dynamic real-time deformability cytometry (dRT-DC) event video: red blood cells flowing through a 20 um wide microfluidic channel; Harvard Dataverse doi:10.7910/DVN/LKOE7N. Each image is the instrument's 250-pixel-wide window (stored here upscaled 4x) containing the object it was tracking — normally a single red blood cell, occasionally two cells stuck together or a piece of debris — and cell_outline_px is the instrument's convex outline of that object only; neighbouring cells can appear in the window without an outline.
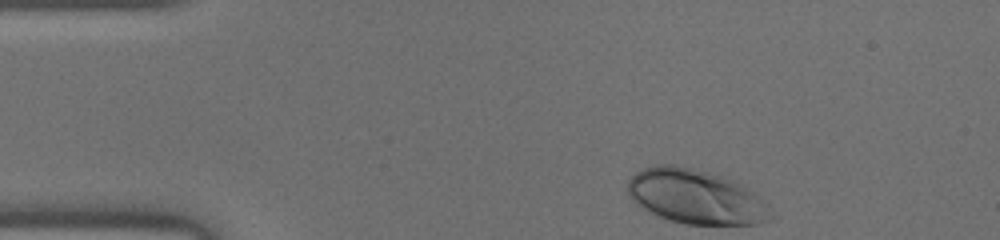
{"species": "human", "species_latin": "Homo sapiens", "temperature_condition": "warm", "stored_images_in_passage": 36, "camera_frame_rate_fps": 3000, "um_per_image_px": 0.085, "donor": {"sex": "male"}, "frame": {"image": 1, "passage_image": 1, "time_ms": 0.0, "image_size_px": [1000, 240], "cell_outline_px": [[776, 212], [772, 220], [756, 224], [684, 224], [660, 216], [640, 208], [628, 196], [628, 180], [636, 172], [644, 168], [656, 164], [676, 164], [692, 168], [720, 176], [732, 180], [748, 188]], "centroid_in_image_um": [59.15, 16.73], "position_along_channel_um": 25.9, "area_um2": 45.49}}
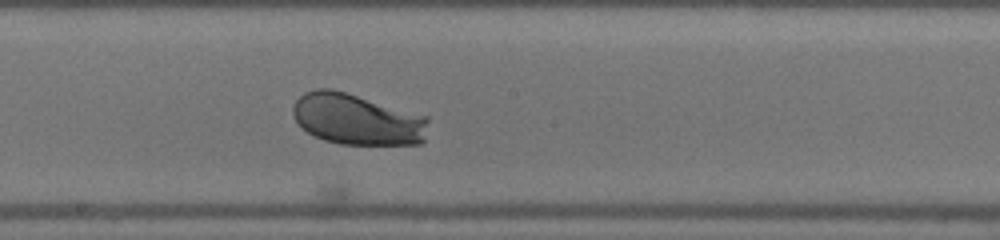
{"frame": {"image": 2, "passage_image": 19, "time_ms": 6.0, "image_size_px": [1000, 240], "cell_outline_px": [[428, 120], [424, 140], [420, 144], [340, 144], [324, 140], [308, 132], [296, 120], [292, 112], [292, 108], [296, 100], [304, 92], [316, 88], [332, 88], [428, 116]], "centroid_in_image_um": [30.35, 10.13], "position_along_channel_um": 217.9, "area_um2": 40.23}}
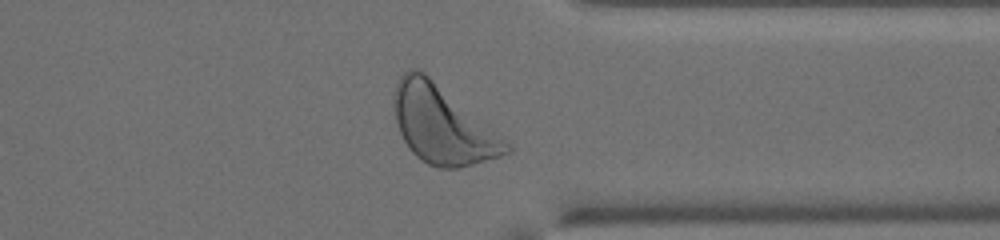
{"frame": {"image": 3, "passage_image": 30, "time_ms": 9.667, "image_size_px": [1000, 240], "cell_outline_px": [[512, 152], [500, 156], [460, 168], [440, 168], [428, 164], [416, 156], [412, 152], [404, 140], [400, 132], [396, 120], [396, 84], [400, 76], [408, 68], [416, 68], [424, 72], [512, 144]], "centroid_in_image_um": [37.64, 10.63], "position_along_channel_um": 373.8, "area_um2": 50.05}}